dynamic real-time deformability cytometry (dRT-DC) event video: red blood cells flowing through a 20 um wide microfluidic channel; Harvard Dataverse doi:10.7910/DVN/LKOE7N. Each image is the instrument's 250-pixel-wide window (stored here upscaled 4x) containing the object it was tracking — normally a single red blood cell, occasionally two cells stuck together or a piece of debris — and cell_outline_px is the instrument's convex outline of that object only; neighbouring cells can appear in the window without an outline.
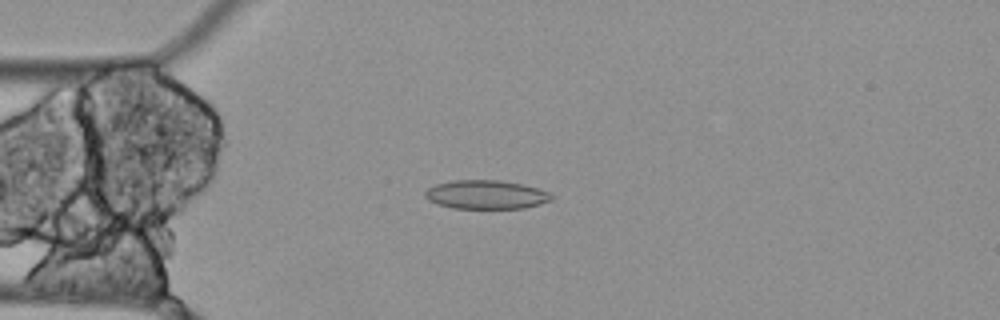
{"species": "Egyptian fruit bat (a non-hibernating species)", "species_latin": "Rousettus aegyptiacus", "temperature_condition": "cold", "stored_images_in_passage": 4, "camera_frame_rate_fps": 3000, "um_per_image_px": 0.085, "animal": {"sex": "female"}, "frame": {"image": 1, "passage_image": 4, "time_ms": 1.0, "image_size_px": [1000, 320], "cell_outline_px": [[556, 196], [552, 200], [540, 204], [524, 208], [452, 208], [436, 204], [428, 200], [424, 196], [424, 192], [428, 188], [436, 184], [452, 180], [500, 180], [524, 184], [548, 192]], "centroid_in_image_um": [41.32, 16.54], "position_along_channel_um": 43.7, "area_um2": 21.39}}